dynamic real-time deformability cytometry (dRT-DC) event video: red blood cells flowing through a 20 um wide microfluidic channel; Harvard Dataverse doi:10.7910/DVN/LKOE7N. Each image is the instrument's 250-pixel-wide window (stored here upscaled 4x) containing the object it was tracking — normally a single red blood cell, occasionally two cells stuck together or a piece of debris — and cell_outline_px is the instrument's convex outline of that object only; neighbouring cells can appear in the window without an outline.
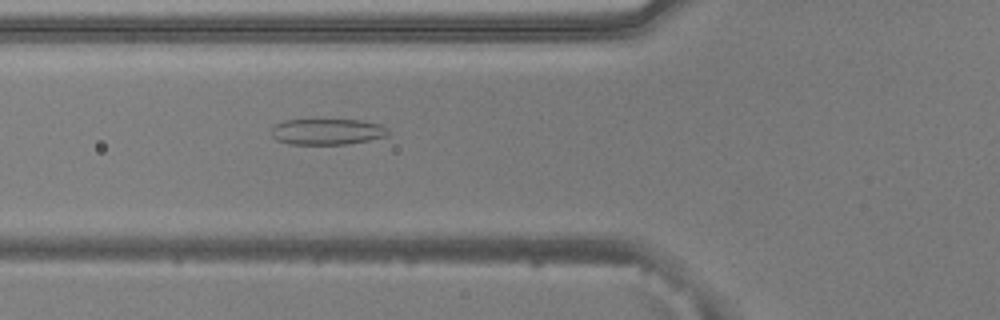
{"species": "common noctule bat (a hibernating species)", "species_latin": "Nyctalus noctula", "temperature_condition": "warm", "stored_images_in_passage": 47, "camera_frame_rate_fps": 3000, "um_per_image_px": 0.085, "animal": {"sex": "male", "body_mass_g": 20.5, "forearm_length_mm": 52.5}, "frame": {"image": 1, "passage_image": 14, "time_ms": 4.333, "image_size_px": [1000, 320], "cell_outline_px": [[388, 136], [348, 144], [292, 144], [276, 140], [272, 136], [272, 128], [276, 124], [284, 120], [364, 120], [380, 124], [388, 128]], "centroid_in_image_um": [27.84, 11.19], "position_along_channel_um": 98.0, "area_um2": 17.69}}
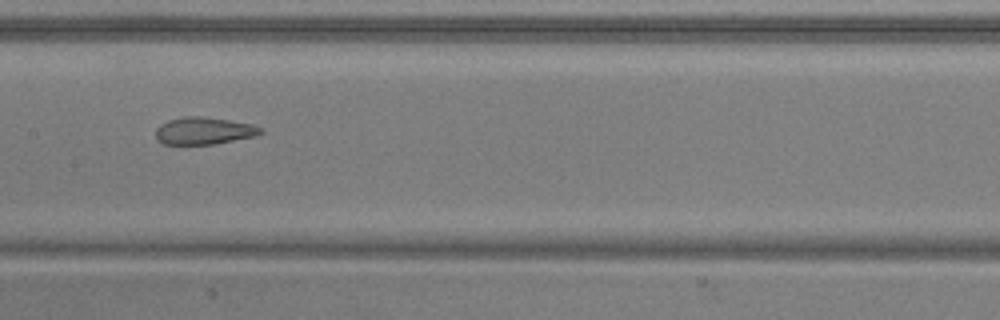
{"frame": {"image": 2, "passage_image": 21, "time_ms": 6.667, "image_size_px": [1000, 320], "cell_outline_px": [[264, 132], [256, 136], [212, 144], [164, 144], [156, 136], [156, 128], [160, 124], [168, 120], [184, 116], [204, 116], [252, 124], [264, 128]], "centroid_in_image_um": [17.36, 11.1], "position_along_channel_um": 190.0, "area_um2": 16.65}}
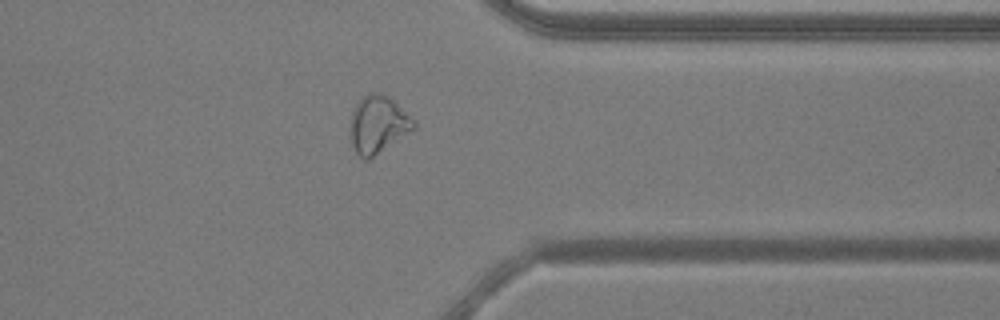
{"frame": {"image": 3, "passage_image": 36, "time_ms": 11.667, "image_size_px": [1000, 320], "cell_outline_px": [[416, 128], [368, 160], [364, 160], [356, 152], [352, 144], [352, 112], [356, 104], [368, 92], [380, 92], [388, 96], [416, 120]], "centroid_in_image_um": [32.17, 10.57], "position_along_channel_um": 379.2, "area_um2": 20.98}, "authors_computed_cell_mechanics": {"area_um2": 20.7502, "velocity_mm_per_s": 3.9035, "shape_relaxation_time_tau1_ms": null, "shape_relaxation_time_tau2_ms": 2.2373, "deformation_change_tau1": null, "deformation_change_tau2": 0.0918}}